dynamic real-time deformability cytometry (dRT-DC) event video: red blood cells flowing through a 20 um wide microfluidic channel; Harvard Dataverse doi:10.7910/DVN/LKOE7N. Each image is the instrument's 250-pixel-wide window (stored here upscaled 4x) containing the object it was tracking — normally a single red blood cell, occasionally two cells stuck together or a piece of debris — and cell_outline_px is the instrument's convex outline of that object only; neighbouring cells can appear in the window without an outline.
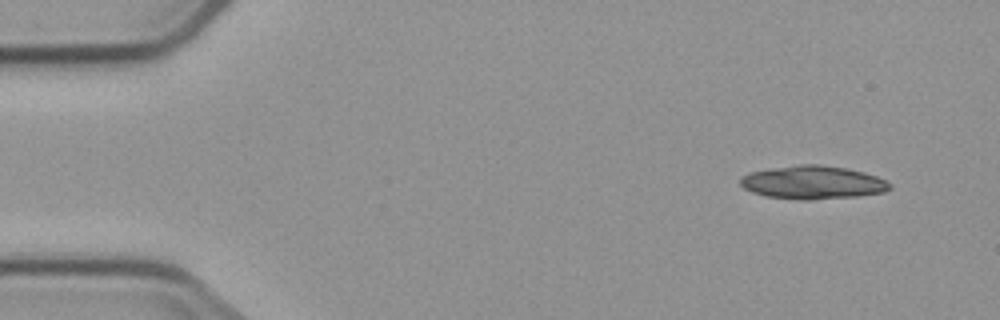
{"species": "common noctule bat (a hibernating species)", "species_latin": "Nyctalus noctula", "temperature_condition": "cold", "stored_images_in_passage": 5, "camera_frame_rate_fps": 3000, "um_per_image_px": 0.085, "animal": {"sex": "male", "body_mass_g": 23.1, "forearm_length_mm": 52.7}, "frame": {"image": 1, "passage_image": 1, "time_ms": 0.0, "image_size_px": [1000, 320], "cell_outline_px": [[892, 188], [884, 192], [856, 196], [812, 200], [800, 200], [764, 196], [752, 192], [744, 188], [740, 184], [740, 176], [748, 172], [768, 168], [800, 164], [820, 164], [844, 168], [864, 172], [876, 176], [892, 184]], "centroid_in_image_um": [69.04, 15.5], "position_along_channel_um": 16.0, "area_um2": 29.25}}
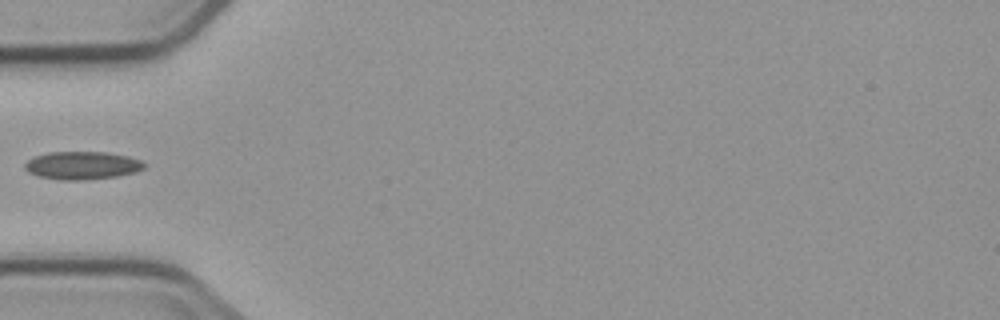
{"frame": {"image": 2, "passage_image": 5, "time_ms": 4.667, "image_size_px": [1000, 320], "cell_outline_px": [[144, 168], [136, 172], [116, 176], [84, 180], [60, 180], [40, 176], [28, 172], [24, 168], [24, 164], [28, 160], [36, 156], [52, 152], [104, 152], [124, 156], [140, 160], [144, 164]], "centroid_in_image_um": [6.96, 14.07], "position_along_channel_um": 78.0, "area_um2": 19.13}}